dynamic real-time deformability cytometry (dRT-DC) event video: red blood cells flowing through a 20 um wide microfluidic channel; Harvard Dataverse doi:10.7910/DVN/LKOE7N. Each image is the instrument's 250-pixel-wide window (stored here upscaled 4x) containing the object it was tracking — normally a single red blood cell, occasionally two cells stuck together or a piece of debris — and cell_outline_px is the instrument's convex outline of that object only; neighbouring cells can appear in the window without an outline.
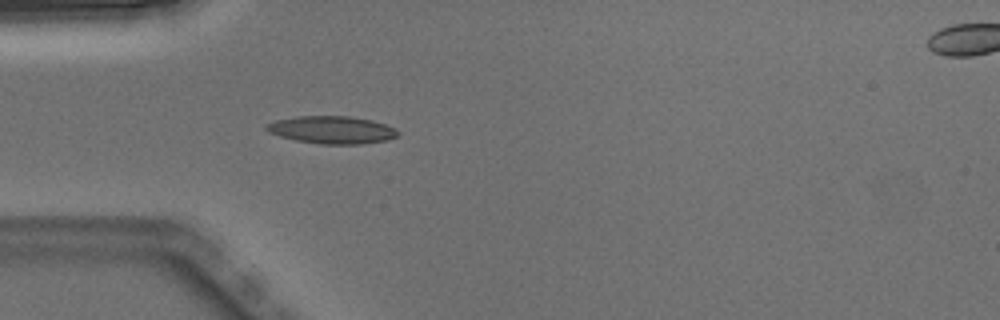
{"species": "Egyptian fruit bat (a non-hibernating species)", "species_latin": "Rousettus aegyptiacus", "temperature_condition": "warm", "stored_images_in_passage": 3, "segment_of_instrument_passage": [1, 2], "camera_frame_rate_fps": 3000, "um_per_image_px": 0.085, "animal": {"sex": "male"}, "frame": {"image": 1, "passage_image": 2, "time_ms": 0.333, "image_size_px": [1000, 320], "cell_outline_px": [[400, 132], [396, 136], [388, 140], [360, 144], [320, 144], [296, 140], [280, 136], [268, 132], [264, 128], [264, 124], [276, 120], [296, 116], [348, 116], [372, 120], [396, 128]], "centroid_in_image_um": [28.19, 11.03], "position_along_channel_um": 56.8, "area_um2": 21.21}}